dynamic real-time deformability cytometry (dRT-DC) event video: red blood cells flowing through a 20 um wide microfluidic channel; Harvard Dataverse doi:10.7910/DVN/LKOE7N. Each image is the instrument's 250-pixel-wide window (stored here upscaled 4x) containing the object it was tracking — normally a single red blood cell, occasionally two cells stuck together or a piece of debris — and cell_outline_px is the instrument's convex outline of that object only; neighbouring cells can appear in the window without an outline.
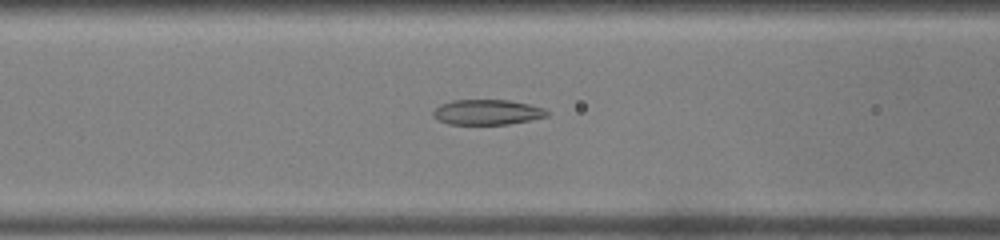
{"species": "common noctule bat (a hibernating species)", "species_latin": "Nyctalus noctula", "temperature_condition": "warm", "stored_images_in_passage": 36, "camera_frame_rate_fps": 3000, "um_per_image_px": 0.085, "animal": {"sex": "male", "body_mass_g": 19.0, "forearm_length_mm": 50.8}, "frame": {"image": 1, "passage_image": 12, "time_ms": 3.667, "image_size_px": [1000, 240], "cell_outline_px": [[548, 116], [508, 124], [448, 124], [432, 116], [432, 112], [440, 104], [452, 100], [508, 100], [528, 104], [544, 108], [548, 112]], "centroid_in_image_um": [41.38, 9.53], "position_along_channel_um": 125.2, "area_um2": 16.59}}
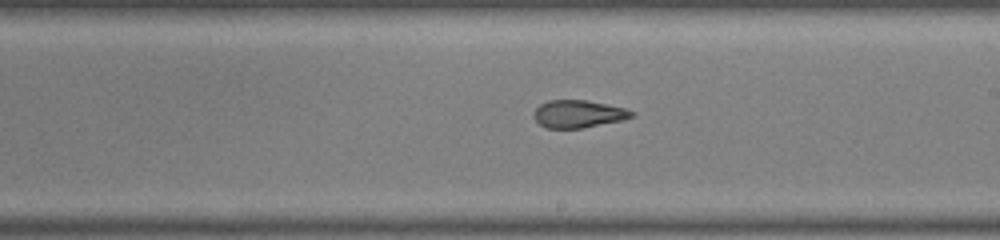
{"frame": {"image": 2, "passage_image": 20, "time_ms": 6.333, "image_size_px": [1000, 240], "cell_outline_px": [[636, 116], [624, 120], [580, 128], [548, 128], [540, 124], [532, 116], [532, 112], [540, 104], [548, 100], [584, 100], [624, 108], [636, 112]], "centroid_in_image_um": [49.16, 9.68], "position_along_channel_um": 239.8, "area_um2": 15.72}}
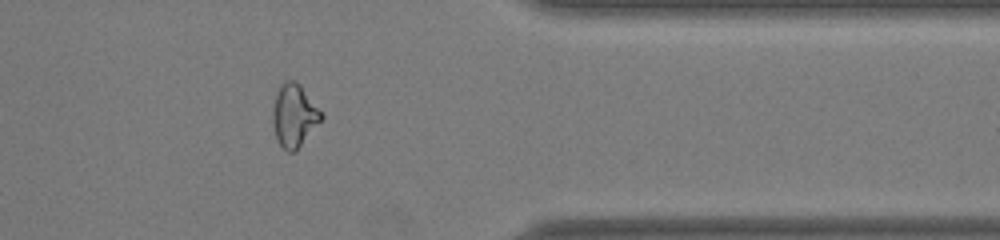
{"frame": {"image": 3, "passage_image": 31, "time_ms": 10.0, "image_size_px": [1000, 240], "cell_outline_px": [[324, 116], [300, 144], [292, 152], [288, 152], [276, 140], [272, 124], [272, 112], [276, 96], [280, 84], [284, 80], [296, 80], [300, 84]], "centroid_in_image_um": [24.96, 9.78], "position_along_channel_um": 386.4, "area_um2": 17.34}}